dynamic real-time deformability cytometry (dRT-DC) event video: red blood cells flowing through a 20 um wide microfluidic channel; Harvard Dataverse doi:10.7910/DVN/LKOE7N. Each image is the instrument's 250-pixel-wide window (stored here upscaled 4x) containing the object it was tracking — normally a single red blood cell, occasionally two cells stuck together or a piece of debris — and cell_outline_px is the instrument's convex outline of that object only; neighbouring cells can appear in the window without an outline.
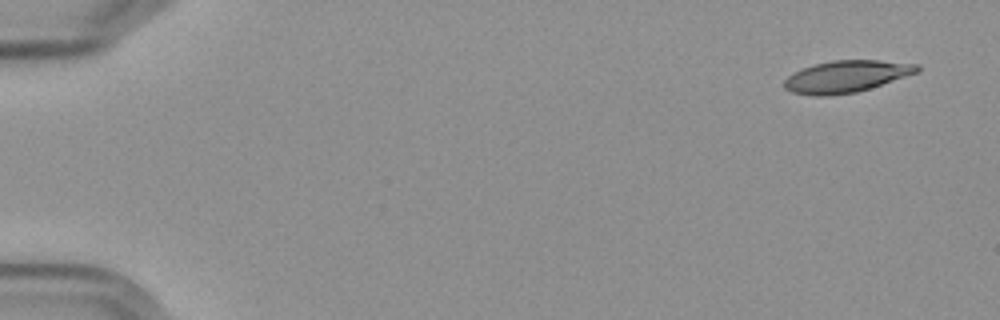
{"species": "Egyptian fruit bat (a non-hibernating species)", "species_latin": "Rousettus aegyptiacus", "temperature_condition": "cold", "stored_images_in_passage": 11, "camera_frame_rate_fps": 3000, "um_per_image_px": 0.085, "frame": {"image": 1, "passage_image": 1, "time_ms": 0.0, "image_size_px": [1000, 320], "cell_outline_px": [[920, 72], [856, 92], [824, 96], [816, 96], [792, 92], [784, 88], [784, 80], [788, 76], [804, 68], [816, 64], [832, 60], [880, 60], [920, 64]], "centroid_in_image_um": [71.98, 6.49], "position_along_channel_um": 13.0, "area_um2": 24.51}}
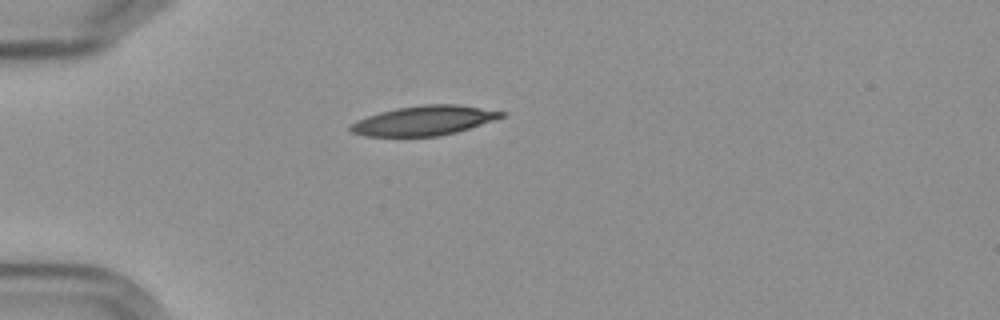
{"frame": {"image": 2, "passage_image": 4, "time_ms": 4.333, "image_size_px": [1000, 320], "cell_outline_px": [[508, 112], [504, 116], [456, 132], [440, 136], [364, 136], [352, 132], [348, 128], [356, 120], [380, 112], [396, 108], [424, 104], [460, 104]], "centroid_in_image_um": [36.04, 10.24], "position_along_channel_um": 49.0, "area_um2": 25.89}}